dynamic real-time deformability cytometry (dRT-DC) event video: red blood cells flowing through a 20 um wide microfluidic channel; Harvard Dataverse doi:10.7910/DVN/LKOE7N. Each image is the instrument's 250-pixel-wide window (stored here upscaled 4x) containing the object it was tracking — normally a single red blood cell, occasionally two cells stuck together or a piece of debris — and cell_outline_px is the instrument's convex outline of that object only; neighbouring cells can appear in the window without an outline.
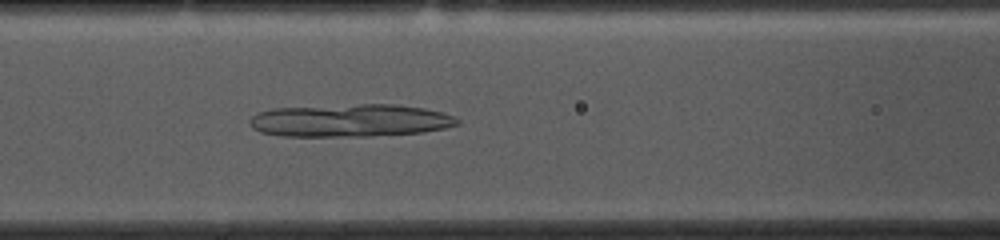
{"species": "common noctule bat (a hibernating species)", "species_latin": "Nyctalus noctula", "temperature_condition": "cold", "stored_images_in_passage": 52, "camera_frame_rate_fps": 3000, "um_per_image_px": 0.085, "animal": {"sex": "female", "body_mass_g": 10.0, "forearm_length_mm": 53.1}, "frame": {"image": 1, "passage_image": 20, "time_ms": 6.333, "image_size_px": [1000, 240], "cell_outline_px": [[460, 124], [444, 128], [424, 132], [368, 136], [280, 136], [260, 132], [252, 128], [248, 120], [252, 116], [260, 112], [272, 108], [360, 104], [392, 104], [424, 108], [444, 112], [460, 120]], "centroid_in_image_um": [29.76, 10.24], "position_along_channel_um": 136.8, "area_um2": 39.71}}
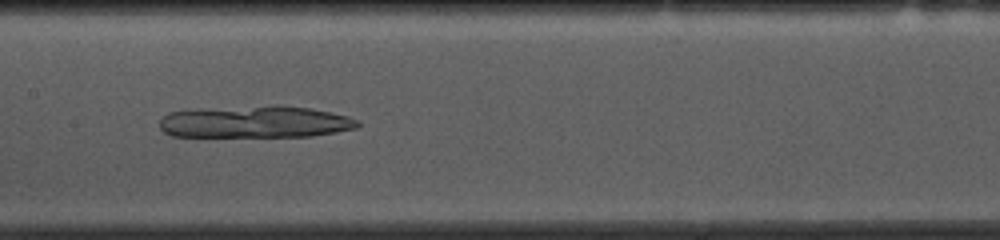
{"frame": {"image": 2, "passage_image": 24, "time_ms": 7.667, "image_size_px": [1000, 240], "cell_outline_px": [[360, 124], [356, 128], [336, 132], [312, 136], [172, 136], [164, 132], [160, 128], [160, 120], [168, 112], [196, 108], [276, 104], [312, 108], [332, 112], [348, 116], [360, 120]], "centroid_in_image_um": [21.7, 10.33], "position_along_channel_um": 185.7, "area_um2": 37.63}}
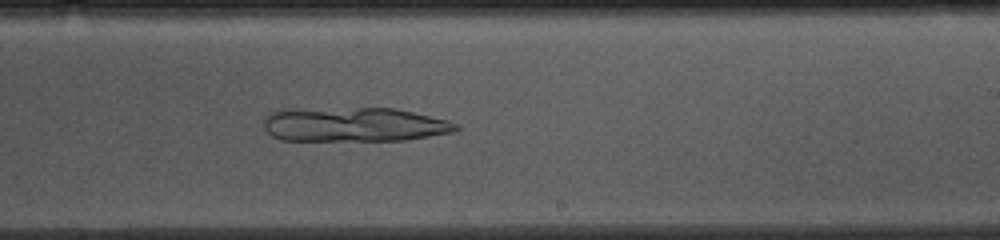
{"frame": {"image": 3, "passage_image": 30, "time_ms": 9.667, "image_size_px": [1000, 240], "cell_outline_px": [[460, 128], [452, 132], [408, 140], [280, 140], [272, 136], [264, 128], [264, 120], [268, 112], [276, 108], [396, 108], [448, 120], [456, 124]], "centroid_in_image_um": [30.03, 10.57], "position_along_channel_um": 259.0, "area_um2": 38.96}}